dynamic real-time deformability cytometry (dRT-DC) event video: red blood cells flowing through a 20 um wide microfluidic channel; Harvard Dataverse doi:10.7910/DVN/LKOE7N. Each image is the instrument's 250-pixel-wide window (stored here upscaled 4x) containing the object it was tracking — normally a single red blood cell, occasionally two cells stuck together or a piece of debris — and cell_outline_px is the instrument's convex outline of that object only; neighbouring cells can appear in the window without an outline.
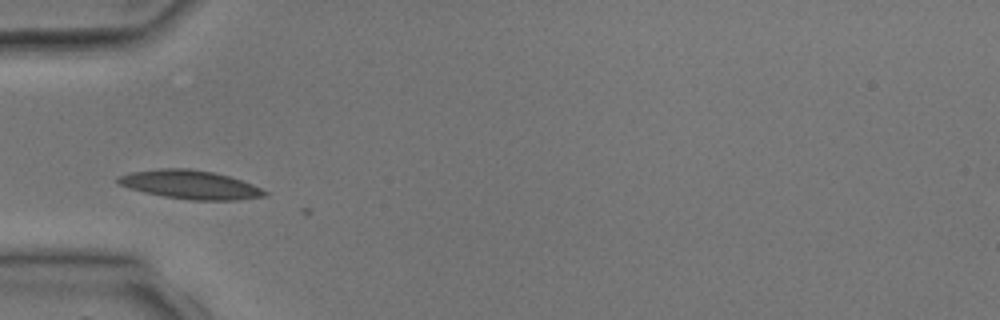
{"species": "common noctule bat (a hibernating species)", "species_latin": "Nyctalus noctula", "temperature_condition": "room temperature", "stored_images_in_passage": 2, "camera_frame_rate_fps": 3000, "um_per_image_px": 0.085, "animal": {"sex": "male", "body_mass_g": 17.9, "forearm_length_mm": 54.2}, "frame": {"image": 1, "passage_image": 1, "time_ms": 0.0, "image_size_px": [1000, 320], "cell_outline_px": [[268, 192], [264, 196], [236, 200], [192, 200], [164, 196], [144, 192], [128, 188], [116, 184], [116, 176], [132, 172], [160, 168], [188, 168], [212, 172], [228, 176], [252, 184]], "centroid_in_image_um": [16.1, 15.69], "position_along_channel_um": 68.9, "area_um2": 24.39}}